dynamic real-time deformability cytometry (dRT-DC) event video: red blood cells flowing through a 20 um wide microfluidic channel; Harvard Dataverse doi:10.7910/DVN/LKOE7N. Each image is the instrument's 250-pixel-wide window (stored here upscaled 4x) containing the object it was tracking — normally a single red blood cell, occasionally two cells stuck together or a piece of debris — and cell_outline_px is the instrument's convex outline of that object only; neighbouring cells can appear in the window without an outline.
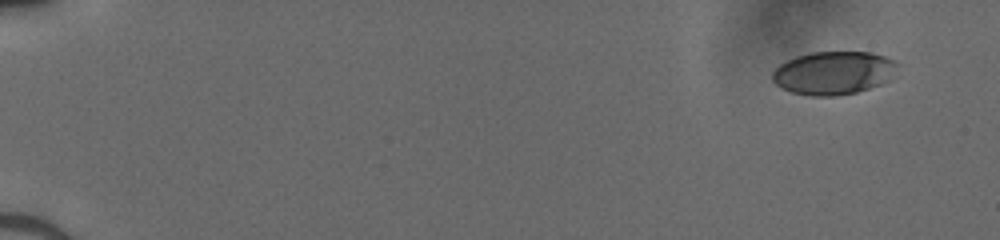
{"species": "human", "species_latin": "Homo sapiens", "temperature_condition": "cold", "stored_images_in_passage": 49, "camera_frame_rate_fps": 3000, "um_per_image_px": 0.085, "donor": {"sex": "male"}, "frame": {"image": 1, "passage_image": 1, "time_ms": 0.0, "image_size_px": [1000, 240], "cell_outline_px": [[900, 64], [888, 80], [880, 84], [856, 92], [836, 96], [812, 96], [792, 92], [780, 88], [772, 80], [772, 72], [780, 64], [796, 56], [812, 52], [872, 52], [896, 60]], "centroid_in_image_um": [70.85, 6.19], "position_along_channel_um": 14.1, "area_um2": 31.56}}
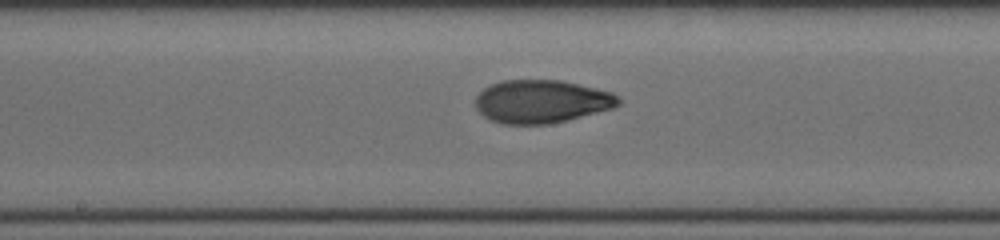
{"frame": {"image": 2, "passage_image": 27, "time_ms": 8.667, "image_size_px": [1000, 240], "cell_outline_px": [[620, 104], [612, 108], [548, 124], [504, 124], [492, 120], [484, 116], [476, 108], [476, 96], [484, 88], [492, 84], [504, 80], [560, 80], [612, 92], [620, 100]], "centroid_in_image_um": [46.0, 8.62], "position_along_channel_um": 202.2, "area_um2": 35.43}}
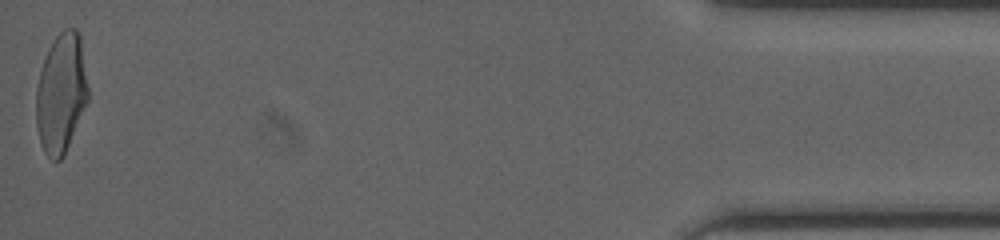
{"frame": {"image": 3, "passage_image": 49, "time_ms": 16.0, "image_size_px": [1000, 240], "cell_outline_px": [[88, 100], [64, 156], [60, 160], [52, 160], [44, 152], [40, 140], [36, 124], [36, 88], [40, 72], [48, 48], [56, 36], [64, 28], [76, 28], [80, 36], [88, 88]], "centroid_in_image_um": [5.19, 7.92], "position_along_channel_um": 430.0, "area_um2": 36.07}}